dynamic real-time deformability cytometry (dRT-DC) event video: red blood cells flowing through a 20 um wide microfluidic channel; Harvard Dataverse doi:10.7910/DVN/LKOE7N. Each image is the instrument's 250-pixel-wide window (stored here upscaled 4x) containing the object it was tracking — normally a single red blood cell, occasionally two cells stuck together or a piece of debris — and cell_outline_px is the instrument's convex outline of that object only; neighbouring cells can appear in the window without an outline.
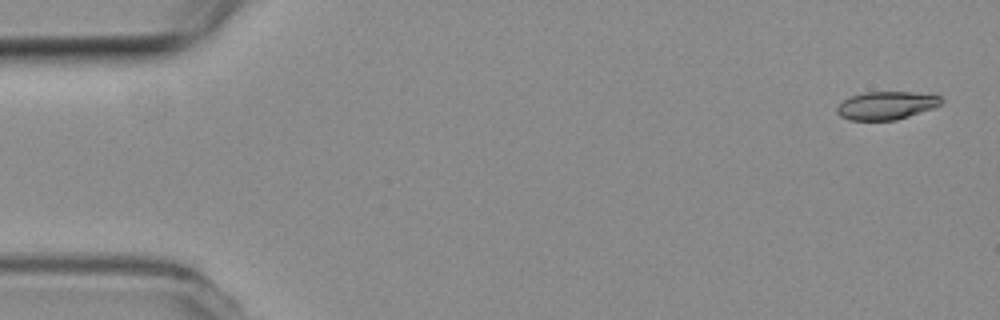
{"species": "common noctule bat (a hibernating species)", "species_latin": "Nyctalus noctula", "temperature_condition": "room temperature", "stored_images_in_passage": 55, "segment_of_instrument_passage": [1, 2], "camera_frame_rate_fps": 3000, "um_per_image_px": 0.085, "animal": {"sex": "female", "body_mass_g": 19.3, "forearm_length_mm": 54.1}, "frame": {"image": 1, "passage_image": 2, "time_ms": 0.333, "image_size_px": [1000, 320], "cell_outline_px": [[944, 100], [940, 104], [932, 108], [896, 120], [848, 120], [840, 116], [836, 112], [836, 108], [844, 100], [852, 96], [864, 92], [912, 92], [940, 96]], "centroid_in_image_um": [75.31, 8.97], "position_along_channel_um": 9.7, "area_um2": 16.88}}
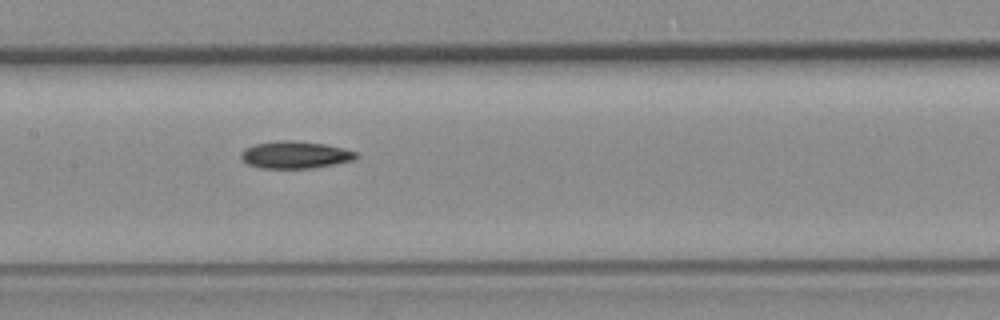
{"frame": {"image": 2, "passage_image": 26, "time_ms": 8.333, "image_size_px": [1000, 320], "cell_outline_px": [[360, 156], [356, 160], [336, 164], [312, 168], [260, 168], [248, 164], [240, 156], [240, 152], [244, 148], [252, 144], [276, 140], [292, 140], [324, 144], [344, 148], [356, 152]], "centroid_in_image_um": [25.1, 13.15], "position_along_channel_um": 182.3, "area_um2": 18.55}}
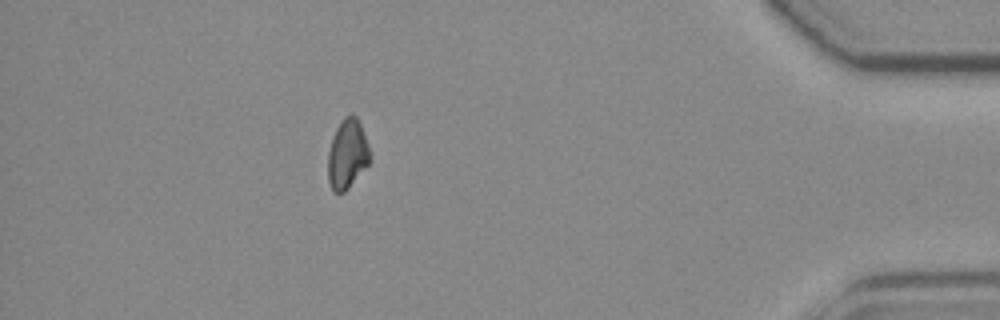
{"frame": {"image": 3, "passage_image": 48, "time_ms": 15.667, "image_size_px": [1000, 320], "cell_outline_px": [[372, 152], [368, 164], [348, 188], [344, 192], [332, 192], [328, 180], [328, 152], [336, 128], [344, 116], [356, 116], [360, 124]], "centroid_in_image_um": [29.53, 13.11], "position_along_channel_um": 405.7, "area_um2": 16.88}}